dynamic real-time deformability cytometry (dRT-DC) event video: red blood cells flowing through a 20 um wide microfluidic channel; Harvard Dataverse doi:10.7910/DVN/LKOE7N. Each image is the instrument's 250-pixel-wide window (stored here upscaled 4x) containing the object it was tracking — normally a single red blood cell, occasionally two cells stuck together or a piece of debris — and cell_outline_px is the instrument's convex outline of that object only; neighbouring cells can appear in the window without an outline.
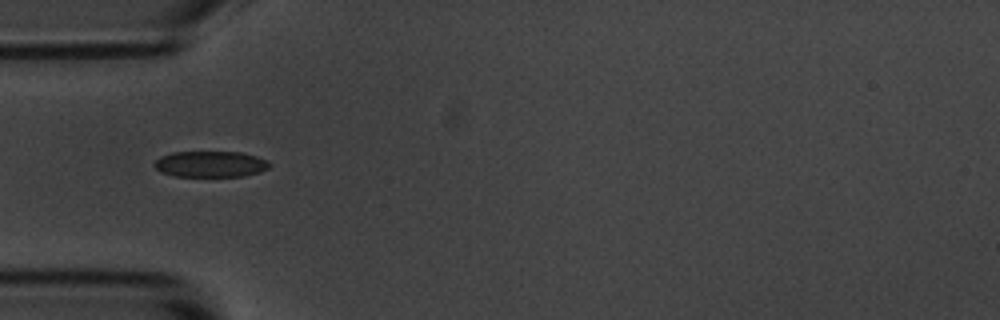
{"species": "common noctule bat (a hibernating species)", "species_latin": "Nyctalus noctula", "temperature_condition": "room temperature", "stored_images_in_passage": 8, "camera_frame_rate_fps": 3000, "um_per_image_px": 0.085, "animal": {"sex": "male", "body_mass_g": 20.1, "forearm_length_mm": 53.5}, "frame": {"image": 1, "passage_image": 4, "time_ms": 1.0, "image_size_px": [1000, 320], "cell_outline_px": [[272, 164], [268, 168], [260, 172], [244, 176], [176, 176], [160, 172], [152, 164], [160, 156], [172, 152], [240, 152], [256, 156], [268, 160]], "centroid_in_image_um": [17.9, 13.94], "position_along_channel_um": 67.1, "area_um2": 17.57}}
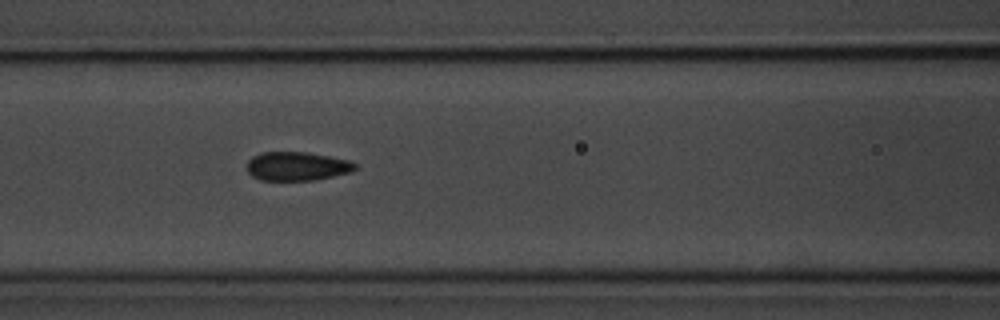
{"frame": {"image": 2, "passage_image": 6, "time_ms": 1.667, "image_size_px": [1000, 320], "cell_outline_px": [[356, 168], [352, 172], [316, 180], [260, 180], [252, 176], [248, 172], [248, 160], [252, 156], [260, 152], [308, 152], [352, 160], [356, 164]], "centroid_in_image_um": [25.27, 14.12], "position_along_channel_um": 141.3, "area_um2": 18.38}}
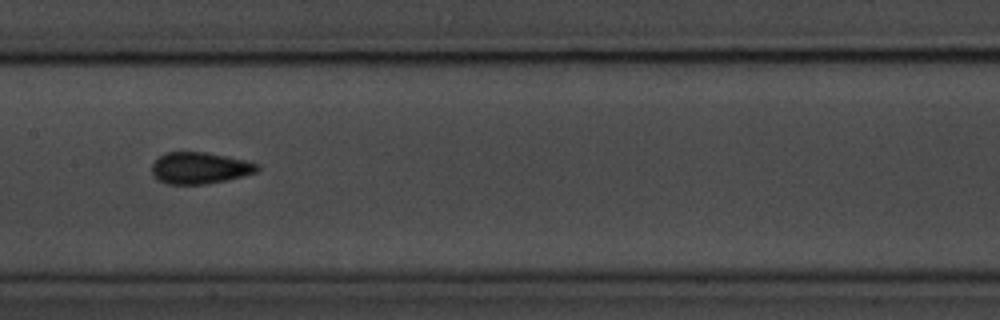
{"frame": {"image": 3, "passage_image": 7, "time_ms": 2.0, "image_size_px": [1000, 320], "cell_outline_px": [[260, 168], [256, 172], [244, 176], [228, 180], [204, 184], [168, 184], [156, 180], [152, 176], [152, 164], [160, 156], [168, 152], [208, 152], [228, 156], [260, 164]], "centroid_in_image_um": [16.99, 14.28], "position_along_channel_um": 190.4, "area_um2": 19.59}}